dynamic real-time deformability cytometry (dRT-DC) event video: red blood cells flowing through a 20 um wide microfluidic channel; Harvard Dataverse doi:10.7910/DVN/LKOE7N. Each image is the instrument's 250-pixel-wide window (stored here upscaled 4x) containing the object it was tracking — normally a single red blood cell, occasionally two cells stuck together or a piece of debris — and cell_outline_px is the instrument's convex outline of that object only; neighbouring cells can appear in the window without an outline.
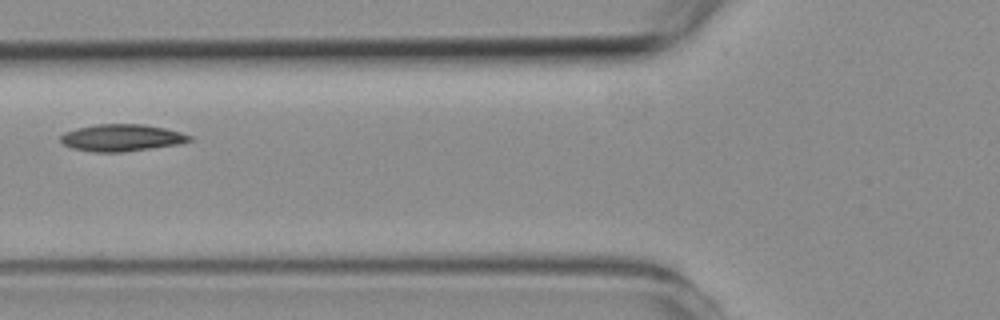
{"species": "common noctule bat (a hibernating species)", "species_latin": "Nyctalus noctula", "temperature_condition": "room temperature", "stored_images_in_passage": 5, "camera_frame_rate_fps": 3000, "um_per_image_px": 0.085, "animal": {"sex": "female", "body_mass_g": 19.3, "forearm_length_mm": 54.1}, "frame": {"image": 1, "passage_image": 4, "time_ms": 4.333, "image_size_px": [1000, 320], "cell_outline_px": [[192, 140], [176, 144], [152, 148], [124, 152], [92, 152], [72, 148], [64, 144], [60, 140], [60, 136], [64, 132], [76, 128], [96, 124], [144, 124], [164, 128], [180, 132], [192, 136]], "centroid_in_image_um": [10.31, 11.71], "position_along_channel_um": 115.5, "area_um2": 20.23}}
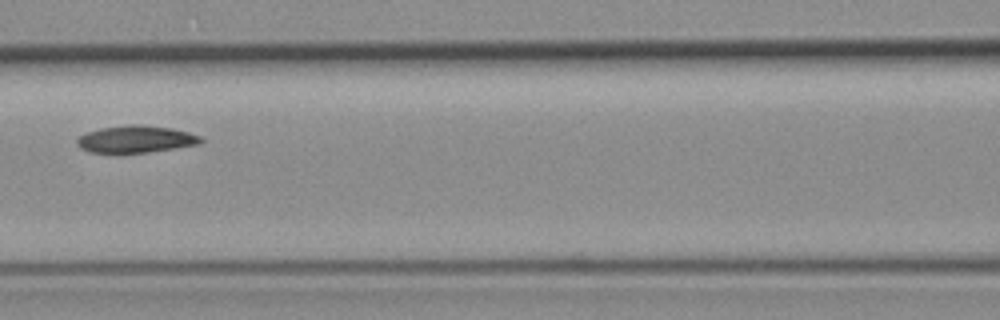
{"frame": {"image": 2, "passage_image": 5, "time_ms": 5.333, "image_size_px": [1000, 320], "cell_outline_px": [[204, 140], [200, 144], [148, 152], [120, 156], [88, 152], [80, 148], [76, 144], [76, 140], [80, 136], [88, 132], [100, 128], [128, 124], [144, 124], [172, 128], [188, 132], [200, 136]], "centroid_in_image_um": [11.49, 11.86], "position_along_channel_um": 155.1, "area_um2": 20.4}}